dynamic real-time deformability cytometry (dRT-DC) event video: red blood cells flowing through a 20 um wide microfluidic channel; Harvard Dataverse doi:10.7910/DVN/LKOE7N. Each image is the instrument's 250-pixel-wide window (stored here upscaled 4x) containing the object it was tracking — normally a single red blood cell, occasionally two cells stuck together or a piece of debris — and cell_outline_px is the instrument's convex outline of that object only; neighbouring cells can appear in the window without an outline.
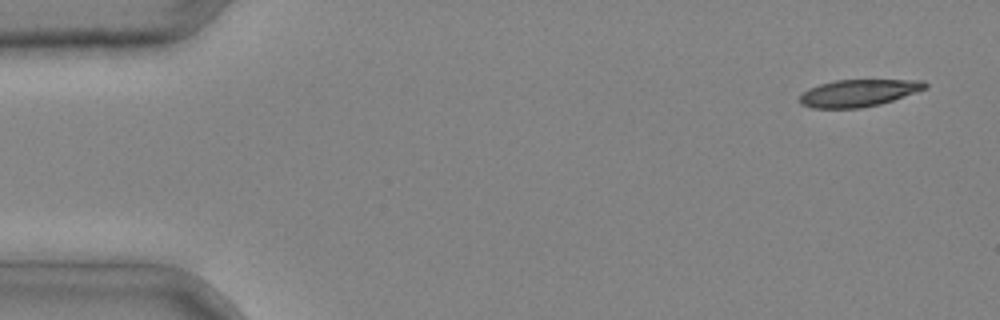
{"species": "common noctule bat (a hibernating species)", "species_latin": "Nyctalus noctula", "temperature_condition": "cold", "stored_images_in_passage": 4, "camera_frame_rate_fps": 3000, "um_per_image_px": 0.085, "animal": {"sex": "male", "body_mass_g": 20.4}, "frame": {"image": 1, "passage_image": 1, "time_ms": 0.0, "image_size_px": [1000, 320], "cell_outline_px": [[928, 88], [880, 104], [860, 108], [812, 108], [800, 104], [800, 96], [808, 88], [820, 84], [836, 80], [924, 80], [928, 84]], "centroid_in_image_um": [72.98, 7.9], "position_along_channel_um": 12.0, "area_um2": 19.77}}